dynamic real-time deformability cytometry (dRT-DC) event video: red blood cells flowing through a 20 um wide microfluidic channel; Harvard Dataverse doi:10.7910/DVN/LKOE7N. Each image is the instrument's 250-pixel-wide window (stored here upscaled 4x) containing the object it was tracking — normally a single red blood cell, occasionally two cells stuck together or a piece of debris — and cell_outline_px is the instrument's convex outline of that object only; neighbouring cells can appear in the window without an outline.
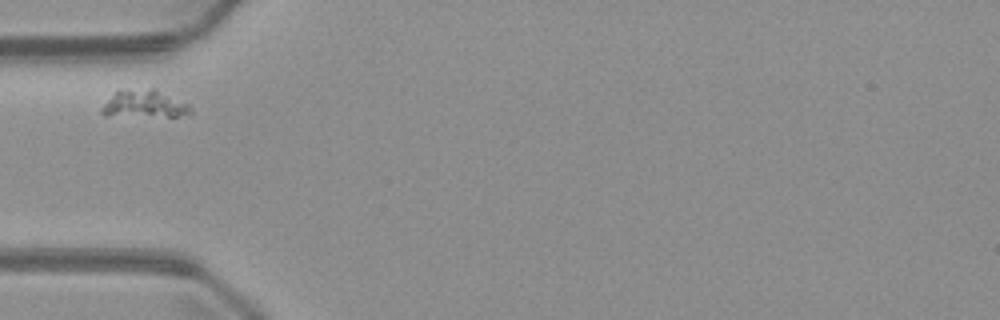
{"species": "common noctule bat (a hibernating species)", "species_latin": "Nyctalus noctula", "temperature_condition": "warm", "stored_images_in_passage": 4, "camera_frame_rate_fps": 3000, "um_per_image_px": 0.085, "animal": {"sex": "male", "body_mass_g": 23.1, "forearm_length_mm": 52.7}, "frame": {"image": 1, "passage_image": 1, "time_ms": 0.0, "image_size_px": [1000, 320], "cell_outline_px": [[192, 112], [176, 116], [104, 116], [100, 112], [100, 108], [120, 88], [156, 88], [188, 104], [192, 108]], "centroid_in_image_um": [12.23, 8.82], "position_along_channel_um": 72.8, "area_um2": 14.51}}
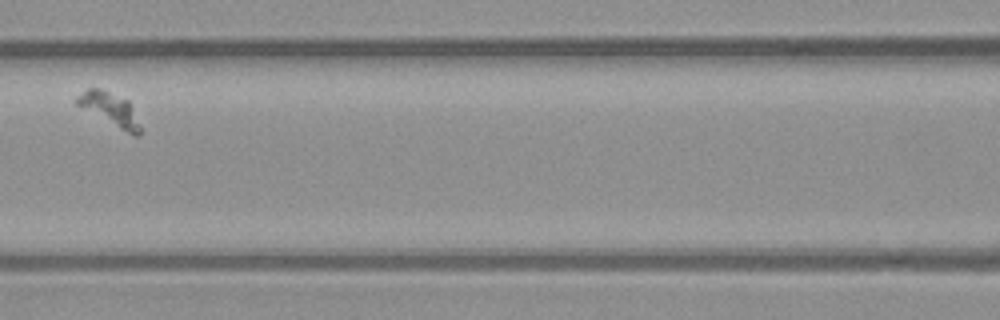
{"frame": {"image": 2, "passage_image": 3, "time_ms": 2.333, "image_size_px": [1000, 320], "cell_outline_px": [[140, 136], [132, 136], [76, 104], [76, 96], [88, 88], [100, 88], [128, 100], [140, 124]], "centroid_in_image_um": [9.37, 9.3], "position_along_channel_um": 157.2, "area_um2": 12.08}}
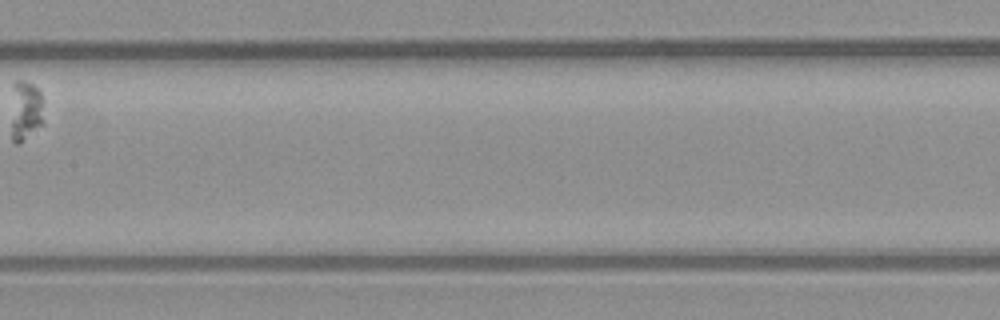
{"frame": {"image": 3, "passage_image": 4, "time_ms": 3.667, "image_size_px": [1000, 320], "cell_outline_px": [[44, 124], [20, 144], [16, 144], [12, 140], [12, 84], [16, 80], [20, 80], [32, 84], [40, 92], [44, 100]], "centroid_in_image_um": [2.22, 9.41], "position_along_channel_um": 205.2, "area_um2": 11.85}}